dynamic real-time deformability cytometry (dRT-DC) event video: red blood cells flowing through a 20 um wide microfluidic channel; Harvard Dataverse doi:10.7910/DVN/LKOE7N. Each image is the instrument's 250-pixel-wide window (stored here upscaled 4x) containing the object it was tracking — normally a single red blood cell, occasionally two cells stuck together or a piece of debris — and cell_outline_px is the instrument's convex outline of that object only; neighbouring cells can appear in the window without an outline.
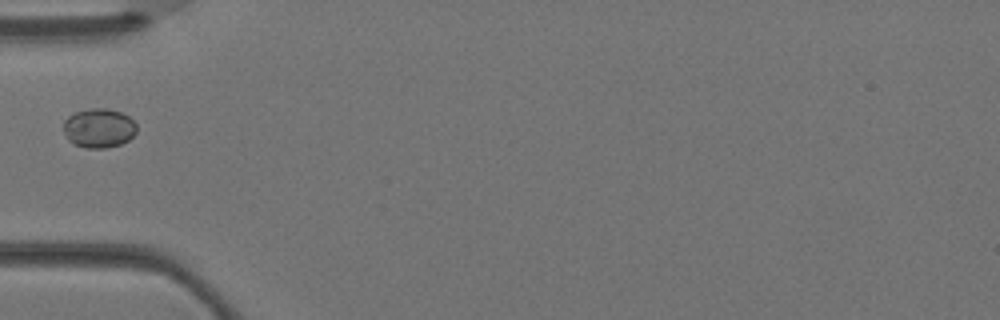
{"species": "Egyptian fruit bat (a non-hibernating species)", "species_latin": "Rousettus aegyptiacus", "temperature_condition": "warm", "stored_images_in_passage": 2, "camera_frame_rate_fps": 3000, "um_per_image_px": 0.085, "animal": {"sex": "female"}, "frame": {"image": 1, "passage_image": 2, "time_ms": 0.333, "image_size_px": [1000, 320], "cell_outline_px": [[136, 132], [128, 140], [120, 144], [104, 148], [88, 148], [76, 144], [68, 140], [64, 132], [64, 120], [68, 116], [76, 112], [88, 108], [104, 108], [120, 112], [128, 116], [136, 124]], "centroid_in_image_um": [8.4, 10.88], "position_along_channel_um": 76.6, "area_um2": 16.59}}